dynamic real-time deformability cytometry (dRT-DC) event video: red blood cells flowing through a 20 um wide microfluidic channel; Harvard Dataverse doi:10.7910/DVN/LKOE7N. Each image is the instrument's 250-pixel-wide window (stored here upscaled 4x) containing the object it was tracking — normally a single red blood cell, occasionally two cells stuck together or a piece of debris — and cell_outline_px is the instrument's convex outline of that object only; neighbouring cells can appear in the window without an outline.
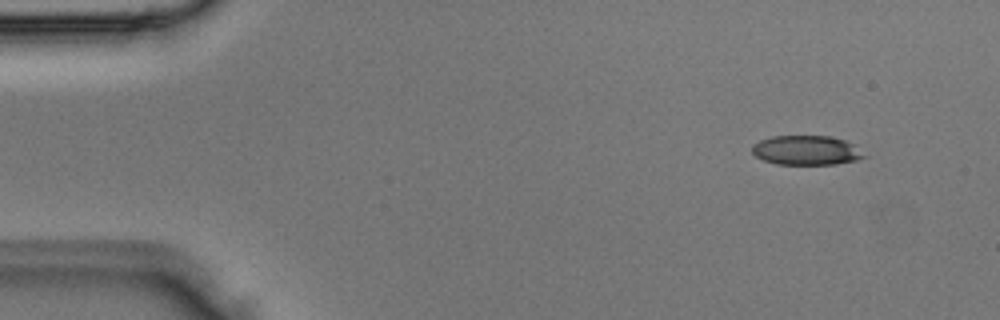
{"species": "Egyptian fruit bat (a non-hibernating species)", "species_latin": "Rousettus aegyptiacus", "temperature_condition": "room temperature", "stored_images_in_passage": 4, "camera_frame_rate_fps": 3000, "um_per_image_px": 0.085, "animal": {"sex": "male"}, "frame": {"image": 1, "passage_image": 1, "time_ms": 0.0, "image_size_px": [1000, 320], "cell_outline_px": [[868, 156], [856, 160], [836, 164], [776, 164], [764, 160], [756, 156], [752, 152], [752, 144], [760, 140], [772, 136], [832, 136], [856, 144]], "centroid_in_image_um": [68.58, 12.77], "position_along_channel_um": 16.4, "area_um2": 19.42}}
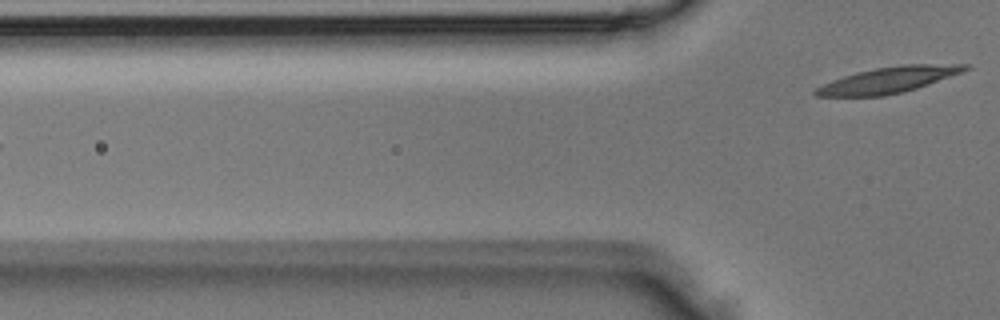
{"frame": {"image": 2, "passage_image": 4, "time_ms": 1.0, "image_size_px": [1000, 320], "cell_outline_px": [[972, 68], [964, 72], [916, 88], [884, 96], [816, 96], [812, 92], [816, 88], [832, 80], [856, 72], [876, 68], [904, 64], [968, 64]], "centroid_in_image_um": [75.56, 6.78], "position_along_channel_um": 50.2, "area_um2": 22.48}}